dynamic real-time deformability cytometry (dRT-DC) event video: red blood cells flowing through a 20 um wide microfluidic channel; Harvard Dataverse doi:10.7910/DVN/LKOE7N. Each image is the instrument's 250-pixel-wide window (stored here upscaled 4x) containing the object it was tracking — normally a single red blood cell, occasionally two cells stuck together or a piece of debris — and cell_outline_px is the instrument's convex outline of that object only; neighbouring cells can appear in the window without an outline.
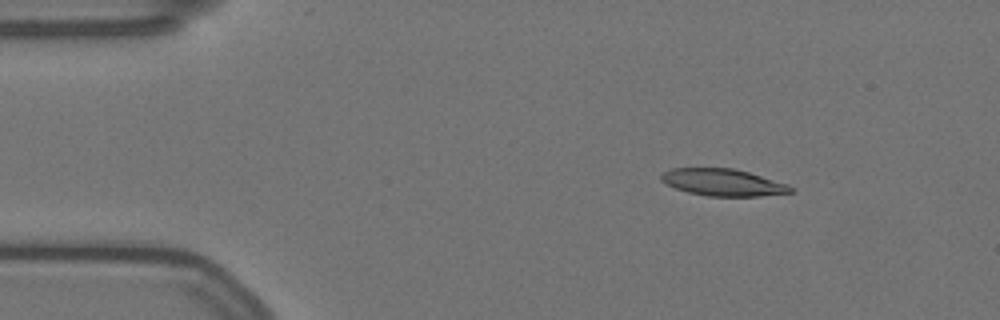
{"species": "Egyptian fruit bat (a non-hibernating species)", "species_latin": "Rousettus aegyptiacus", "temperature_condition": "warm", "stored_images_in_passage": 56, "camera_frame_rate_fps": 3000, "um_per_image_px": 0.085, "animal": {"sex": "female"}, "frame": {"image": 1, "passage_image": 8, "time_ms": 2.333, "image_size_px": [1000, 320], "cell_outline_px": [[796, 188], [792, 192], [760, 196], [708, 196], [688, 192], [676, 188], [660, 180], [660, 172], [672, 168], [732, 168], [748, 172], [788, 184]], "centroid_in_image_um": [61.45, 15.5], "position_along_channel_um": 23.6, "area_um2": 20.35}}
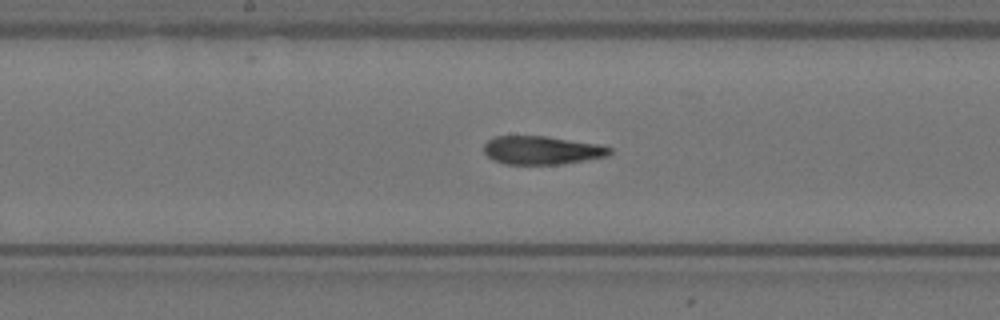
{"frame": {"image": 2, "passage_image": 29, "time_ms": 9.333, "image_size_px": [1000, 320], "cell_outline_px": [[612, 152], [608, 156], [560, 164], [504, 164], [492, 160], [484, 152], [484, 144], [488, 140], [496, 136], [544, 136], [600, 144], [612, 148]], "centroid_in_image_um": [46.05, 12.77], "position_along_channel_um": 202.1, "area_um2": 20.81}}
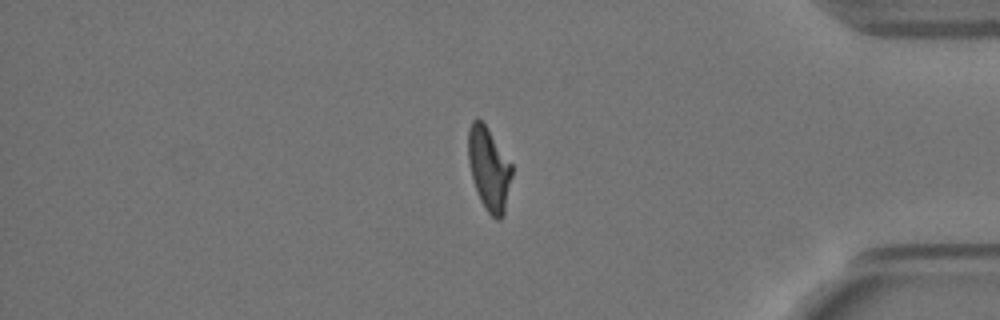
{"frame": {"image": 3, "passage_image": 48, "time_ms": 15.667, "image_size_px": [1000, 320], "cell_outline_px": [[512, 176], [504, 216], [500, 220], [496, 220], [484, 208], [480, 200], [472, 176], [468, 160], [468, 128], [472, 120], [476, 116], [484, 124], [512, 164]], "centroid_in_image_um": [41.56, 14.37], "position_along_channel_um": 393.6, "area_um2": 21.1}, "authors_computed_cell_mechanics": {"area_um2": 21.5016, "velocity_mm_per_s": 3.5042, "shape_relaxation_time_tau1_ms": 9.2173, "shape_relaxation_time_tau2_ms": 2.2828, "deformation_change_tau1": 0.2982, "deformation_change_tau2": 0.0912}}